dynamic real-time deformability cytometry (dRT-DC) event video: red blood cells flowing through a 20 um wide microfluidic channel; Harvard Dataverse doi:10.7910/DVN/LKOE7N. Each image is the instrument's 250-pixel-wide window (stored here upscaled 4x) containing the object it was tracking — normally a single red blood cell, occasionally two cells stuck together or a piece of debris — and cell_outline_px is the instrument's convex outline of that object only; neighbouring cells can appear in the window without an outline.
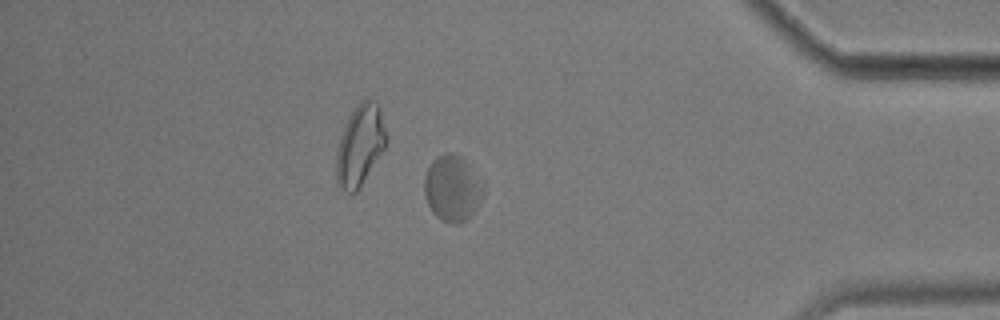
{"species": "common noctule bat (a hibernating species)", "species_latin": "Nyctalus noctula", "temperature_condition": "cold", "stored_images_in_passage": 54, "camera_frame_rate_fps": 3000, "um_per_image_px": 0.085, "animal": {"sex": "male", "body_mass_g": 17.9}, "frame": {"image": 1, "passage_image": 46, "time_ms": 15.0, "image_size_px": [1000, 320], "cell_outline_px": [[484, 192], [476, 208], [468, 220], [460, 224], [452, 224], [436, 216], [432, 212], [428, 204], [424, 192], [424, 176], [432, 160], [436, 156], [448, 152], [464, 156], [484, 184]], "centroid_in_image_um": [38.46, 15.99], "position_along_channel_um": 396.7, "area_um2": 23.06}}
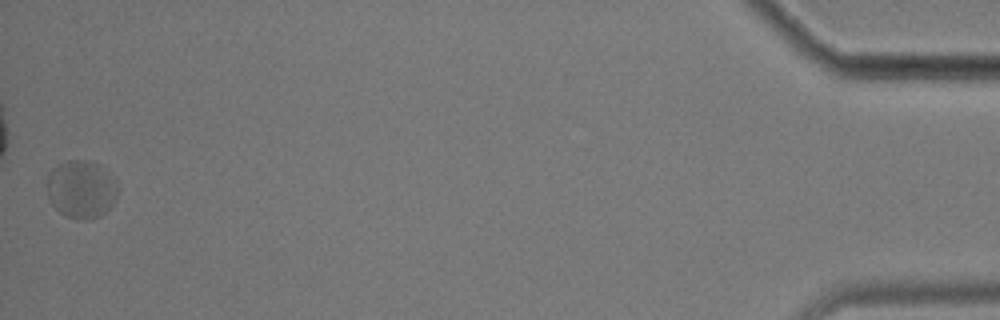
{"frame": {"image": 2, "passage_image": 54, "time_ms": 17.667, "image_size_px": [1000, 320], "cell_outline_px": [[120, 192], [112, 204], [100, 216], [88, 220], [76, 220], [64, 216], [52, 204], [48, 196], [48, 176], [52, 168], [68, 160], [88, 160], [100, 164], [108, 168]], "centroid_in_image_um": [6.94, 16.08], "position_along_channel_um": 428.3, "area_um2": 24.22}, "authors_computed_cell_mechanics": {"area_um2": 20.6924, "velocity_mm_per_s": 3.4446, "shape_relaxation_time_tau1_ms": 0.97, "shape_relaxation_time_tau2_ms": 3.9365, "deformation_change_tau1": 0.1625, "deformation_change_tau2": 0.0685}}